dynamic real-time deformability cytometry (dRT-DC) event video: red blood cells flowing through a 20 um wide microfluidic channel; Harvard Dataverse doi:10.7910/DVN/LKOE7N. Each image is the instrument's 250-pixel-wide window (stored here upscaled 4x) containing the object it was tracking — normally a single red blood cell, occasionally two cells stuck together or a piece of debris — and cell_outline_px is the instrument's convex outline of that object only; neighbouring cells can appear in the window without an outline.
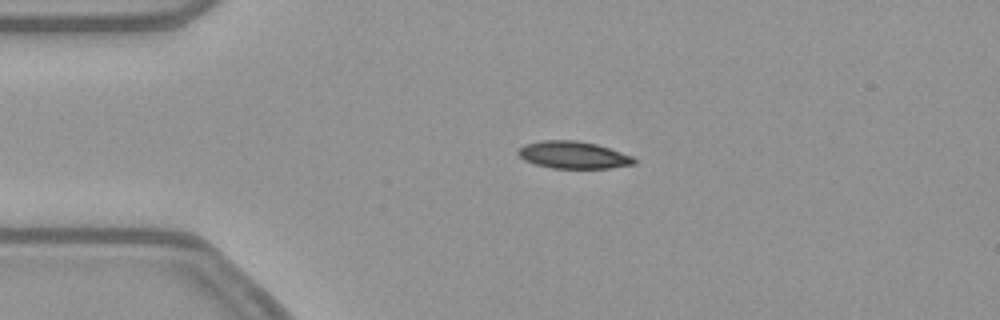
{"species": "common noctule bat (a hibernating species)", "species_latin": "Nyctalus noctula", "temperature_condition": "warm", "stored_images_in_passage": 53, "camera_frame_rate_fps": 3000, "um_per_image_px": 0.085, "animal": {"sex": "female", "body_mass_g": 21.9}, "frame": {"image": 1, "passage_image": 12, "time_ms": 3.667, "image_size_px": [1000, 320], "cell_outline_px": [[636, 164], [608, 168], [552, 168], [536, 164], [524, 160], [516, 152], [524, 144], [540, 140], [576, 140], [596, 144], [632, 156], [636, 160]], "centroid_in_image_um": [48.71, 13.17], "position_along_channel_um": 36.3, "area_um2": 18.32}}
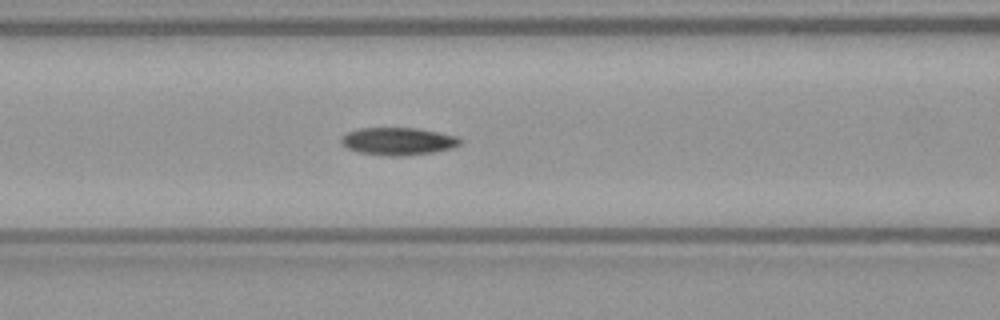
{"frame": {"image": 2, "passage_image": 22, "time_ms": 7.0, "image_size_px": [1000, 320], "cell_outline_px": [[460, 144], [452, 148], [432, 152], [404, 156], [388, 156], [356, 152], [340, 144], [340, 136], [348, 132], [360, 128], [416, 128], [456, 136], [460, 140]], "centroid_in_image_um": [33.77, 12.01], "position_along_channel_um": 132.8, "area_um2": 19.07}}
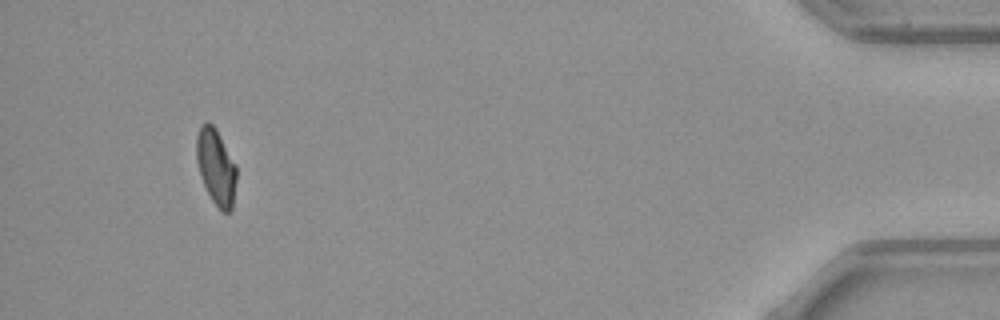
{"frame": {"image": 3, "passage_image": 50, "time_ms": 16.333, "image_size_px": [1000, 320], "cell_outline_px": [[236, 180], [232, 208], [228, 212], [220, 212], [212, 200], [200, 176], [196, 160], [196, 136], [200, 124], [208, 120], [216, 128], [236, 164]], "centroid_in_image_um": [18.35, 14.15], "position_along_channel_um": 416.9, "area_um2": 17.92}, "authors_computed_cell_mechanics": {"area_um2": 18.3804, "velocity_mm_per_s": 3.8786, "shape_relaxation_time_tau1_ms": 5.0078, "shape_relaxation_time_tau2_ms": 4.9751, "deformation_change_tau1": 0.1528, "deformation_change_tau2": 0.1128}}